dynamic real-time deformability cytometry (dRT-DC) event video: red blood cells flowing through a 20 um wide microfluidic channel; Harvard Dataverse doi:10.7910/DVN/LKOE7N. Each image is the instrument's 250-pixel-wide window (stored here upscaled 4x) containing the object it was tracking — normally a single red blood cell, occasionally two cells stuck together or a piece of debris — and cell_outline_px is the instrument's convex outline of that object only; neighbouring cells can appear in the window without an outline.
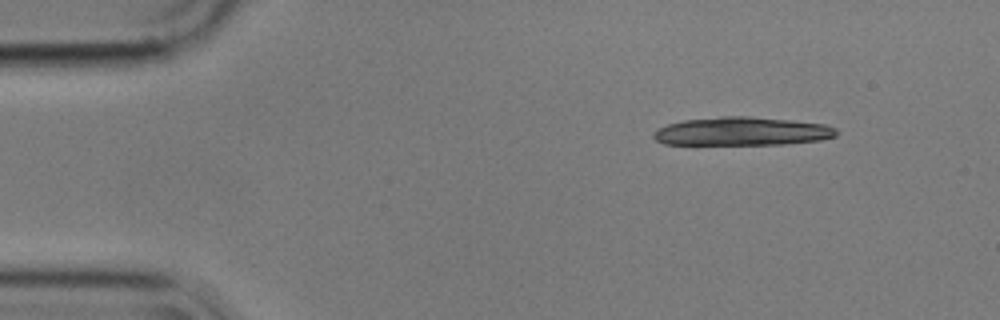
{"species": "common noctule bat (a hibernating species)", "species_latin": "Nyctalus noctula", "temperature_condition": "cold", "stored_images_in_passage": 8, "camera_frame_rate_fps": 3000, "um_per_image_px": 0.085, "animal": {"sex": "male", "body_mass_g": 17.9}, "frame": {"image": 1, "passage_image": 1, "time_ms": 0.0, "image_size_px": [1000, 320], "cell_outline_px": [[836, 136], [820, 140], [784, 144], [664, 144], [656, 140], [652, 136], [652, 132], [656, 128], [668, 124], [684, 120], [720, 116], [748, 116], [792, 120], [824, 124], [836, 128]], "centroid_in_image_um": [63.03, 11.16], "position_along_channel_um": 22.0, "area_um2": 30.35}}